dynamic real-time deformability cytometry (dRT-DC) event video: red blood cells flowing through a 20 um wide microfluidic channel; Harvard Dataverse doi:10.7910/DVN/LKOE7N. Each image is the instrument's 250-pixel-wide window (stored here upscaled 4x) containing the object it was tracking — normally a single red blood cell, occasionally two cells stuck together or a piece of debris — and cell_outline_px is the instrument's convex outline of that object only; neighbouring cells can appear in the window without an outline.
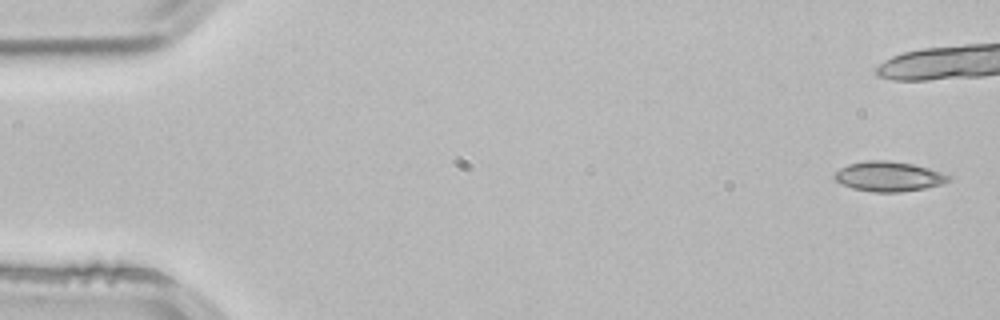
{"species": "common noctule bat (a hibernating species)", "species_latin": "Nyctalus noctula", "temperature_condition": "room temperature", "stored_images_in_passage": 4, "segment_of_instrument_passage": [2, 2], "camera_frame_rate_fps": 3000, "um_per_image_px": 0.085, "animal": {"sex": "male", "body_mass_g": 21.5, "forearm_length_mm": 52.0}, "frame": {"image": 1, "passage_image": 4, "time_ms": 1.0, "image_size_px": [1000, 320], "cell_outline_px": [[952, 180], [940, 184], [924, 188], [900, 192], [872, 192], [852, 188], [840, 184], [832, 176], [840, 168], [848, 164], [868, 160], [888, 160], [912, 164], [928, 168], [952, 176]], "centroid_in_image_um": [75.52, 15.0], "position_along_channel_um": 9.5, "area_um2": 19.88}}